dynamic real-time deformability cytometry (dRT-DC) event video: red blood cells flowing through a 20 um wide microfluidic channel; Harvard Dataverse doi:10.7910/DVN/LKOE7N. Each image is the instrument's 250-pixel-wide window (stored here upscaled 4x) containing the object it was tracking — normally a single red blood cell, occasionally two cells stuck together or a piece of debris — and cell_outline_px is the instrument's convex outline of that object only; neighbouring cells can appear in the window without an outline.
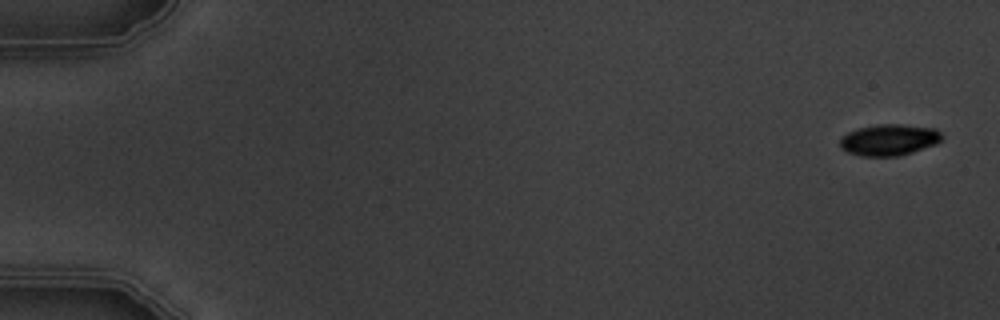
{"species": "common noctule bat (a hibernating species)", "species_latin": "Nyctalus noctula", "temperature_condition": "warm", "stored_images_in_passage": 5, "camera_frame_rate_fps": 3000, "um_per_image_px": 0.085, "animal": {"sex": "male", "body_mass_g": 19.5, "forearm_length_mm": 54.6}, "frame": {"image": 1, "passage_image": 1, "time_ms": 0.0, "image_size_px": [1000, 320], "cell_outline_px": [[944, 136], [936, 144], [900, 156], [860, 156], [848, 152], [840, 148], [840, 136], [856, 128], [880, 124], [900, 124], [936, 128]], "centroid_in_image_um": [75.56, 11.88], "position_along_channel_um": 9.4, "area_um2": 18.79}}